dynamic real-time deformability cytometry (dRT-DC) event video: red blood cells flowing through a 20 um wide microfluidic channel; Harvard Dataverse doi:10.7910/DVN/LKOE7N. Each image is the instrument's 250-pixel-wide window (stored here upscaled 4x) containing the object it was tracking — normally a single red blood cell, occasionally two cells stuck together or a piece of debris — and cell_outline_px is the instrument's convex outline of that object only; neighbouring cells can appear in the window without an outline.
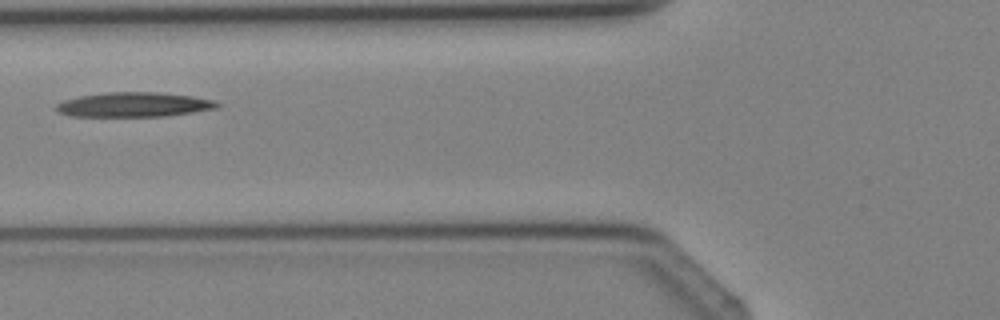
{"species": "Egyptian fruit bat (a non-hibernating species)", "species_latin": "Rousettus aegyptiacus", "temperature_condition": "cold", "stored_images_in_passage": 3, "camera_frame_rate_fps": 3000, "um_per_image_px": 0.085, "animal": {"sex": "female"}, "frame": {"image": 1, "passage_image": 3, "time_ms": 2.333, "image_size_px": [1000, 320], "cell_outline_px": [[220, 104], [216, 108], [168, 116], [68, 116], [56, 112], [56, 104], [64, 100], [80, 96], [104, 92], [156, 92], [192, 96], [212, 100]], "centroid_in_image_um": [11.32, 8.89], "position_along_channel_um": 114.5, "area_um2": 23.0}}